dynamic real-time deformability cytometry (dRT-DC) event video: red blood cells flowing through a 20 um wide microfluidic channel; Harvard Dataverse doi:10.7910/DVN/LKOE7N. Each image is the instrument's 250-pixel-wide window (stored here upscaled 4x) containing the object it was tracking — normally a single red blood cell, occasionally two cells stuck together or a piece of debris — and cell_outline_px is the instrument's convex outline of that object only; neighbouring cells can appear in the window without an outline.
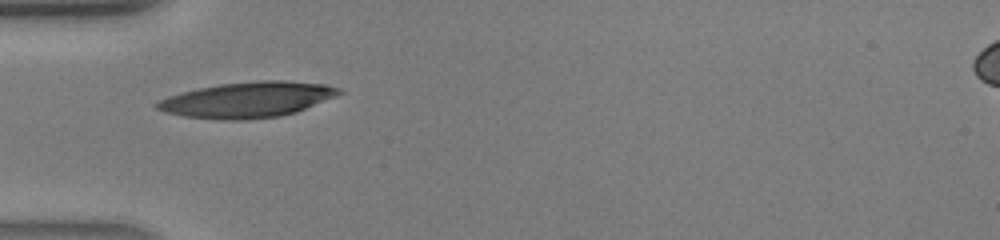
{"species": "human", "species_latin": "Homo sapiens", "temperature_condition": "warm", "stored_images_in_passage": 28, "camera_frame_rate_fps": 3000, "um_per_image_px": 0.085, "donor": {"sex": "male"}, "frame": {"image": 1, "passage_image": 1, "time_ms": 0.0, "image_size_px": [1000, 240], "cell_outline_px": [[344, 92], [336, 96], [296, 112], [280, 116], [244, 120], [220, 120], [184, 116], [164, 112], [156, 108], [156, 104], [160, 100], [168, 96], [200, 88], [220, 84], [256, 80], [284, 80], [324, 84], [340, 88]], "centroid_in_image_um": [21.06, 8.48], "position_along_channel_um": 63.9, "area_um2": 37.63}}
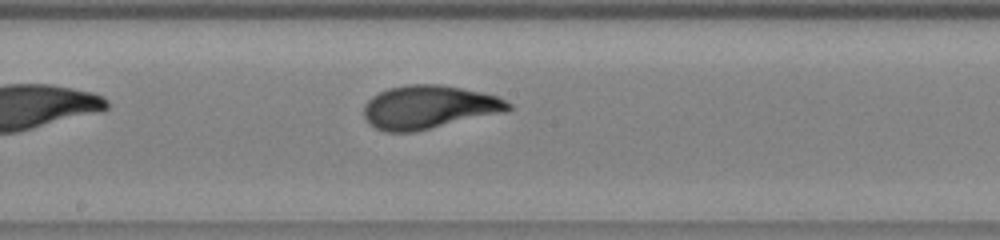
{"frame": {"image": 2, "passage_image": 10, "time_ms": 3.0, "image_size_px": [1000, 240], "cell_outline_px": [[512, 108], [504, 112], [416, 132], [384, 132], [368, 124], [364, 116], [364, 104], [372, 96], [388, 88], [408, 84], [440, 84], [480, 92], [496, 96], [512, 104]], "centroid_in_image_um": [36.42, 9.12], "position_along_channel_um": 211.8, "area_um2": 36.59}}
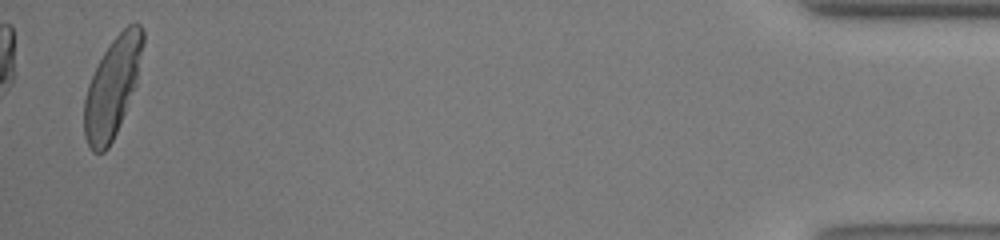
{"frame": {"image": 3, "passage_image": 28, "time_ms": 9.0, "image_size_px": [1000, 240], "cell_outline_px": [[144, 44], [136, 88], [116, 132], [108, 148], [104, 152], [92, 152], [88, 148], [84, 136], [84, 100], [88, 84], [104, 52], [112, 40], [128, 24], [136, 20], [144, 28]], "centroid_in_image_um": [9.58, 7.4], "position_along_channel_um": 425.6, "area_um2": 34.22}}